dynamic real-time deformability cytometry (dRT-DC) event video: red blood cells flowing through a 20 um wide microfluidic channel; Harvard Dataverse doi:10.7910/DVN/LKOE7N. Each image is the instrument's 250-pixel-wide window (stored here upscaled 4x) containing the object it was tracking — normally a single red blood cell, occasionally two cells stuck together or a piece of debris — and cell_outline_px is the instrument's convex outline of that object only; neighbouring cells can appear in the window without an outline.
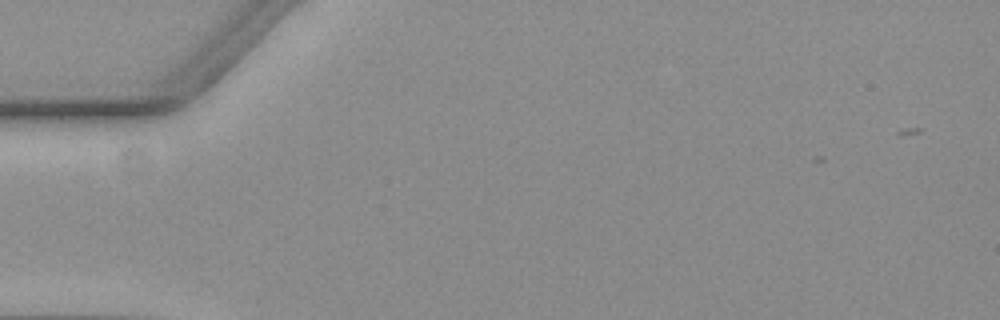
{"species": "common noctule bat (a hibernating species)", "species_latin": "Nyctalus noctula", "temperature_condition": "warm", "stored_images_in_passage": 3, "camera_frame_rate_fps": 3000, "um_per_image_px": 0.085, "animal": {"sex": "female", "body_mass_g": 19.3, "forearm_length_mm": 54.1}, "frame": {"image": 1, "passage_image": 1, "time_ms": 0.0, "image_size_px": [1000, 320], "cell_outline_px": [[136, 252], [132, 260], [76, 264], [56, 252], [52, 240], [116, 240]], "centroid_in_image_um": [7.93, 21.33], "position_along_channel_um": 77.1, "area_um2": 11.27}}